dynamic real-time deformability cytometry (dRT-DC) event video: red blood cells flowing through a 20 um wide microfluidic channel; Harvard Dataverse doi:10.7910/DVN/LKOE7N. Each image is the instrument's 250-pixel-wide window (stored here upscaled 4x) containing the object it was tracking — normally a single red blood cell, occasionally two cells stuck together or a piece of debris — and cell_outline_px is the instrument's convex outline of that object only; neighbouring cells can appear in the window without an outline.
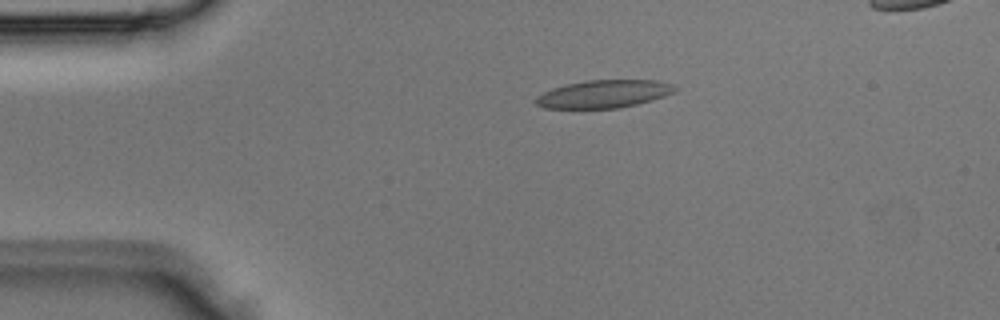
{"species": "Egyptian fruit bat (a non-hibernating species)", "species_latin": "Rousettus aegyptiacus", "temperature_condition": "room temperature", "stored_images_in_passage": 6, "camera_frame_rate_fps": 3000, "um_per_image_px": 0.085, "animal": {"sex": "male"}, "frame": {"image": 1, "passage_image": 3, "time_ms": 0.667, "image_size_px": [1000, 320], "cell_outline_px": [[676, 92], [652, 100], [636, 104], [616, 108], [544, 108], [536, 104], [536, 96], [552, 88], [568, 84], [588, 80], [660, 80], [672, 84], [676, 88]], "centroid_in_image_um": [51.35, 7.98], "position_along_channel_um": 33.7, "area_um2": 22.43}}
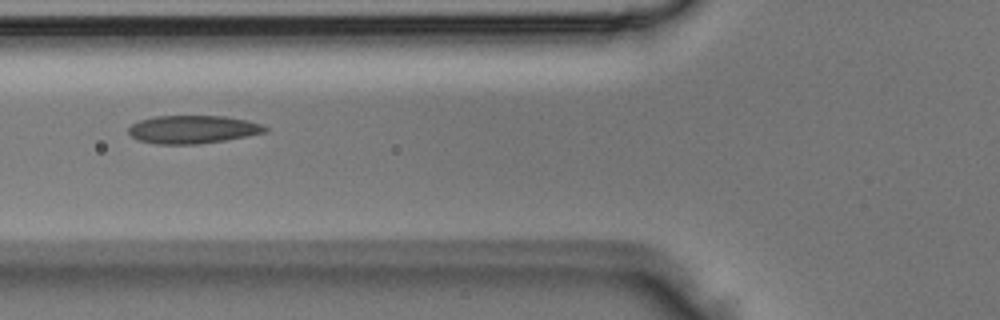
{"frame": {"image": 2, "passage_image": 5, "time_ms": 1.333, "image_size_px": [1000, 320], "cell_outline_px": [[268, 132], [224, 140], [196, 144], [156, 144], [140, 140], [132, 136], [128, 132], [128, 128], [132, 124], [140, 120], [156, 116], [224, 116], [248, 120], [260, 124], [268, 128]], "centroid_in_image_um": [16.4, 10.99], "position_along_channel_um": 109.4, "area_um2": 22.2}}
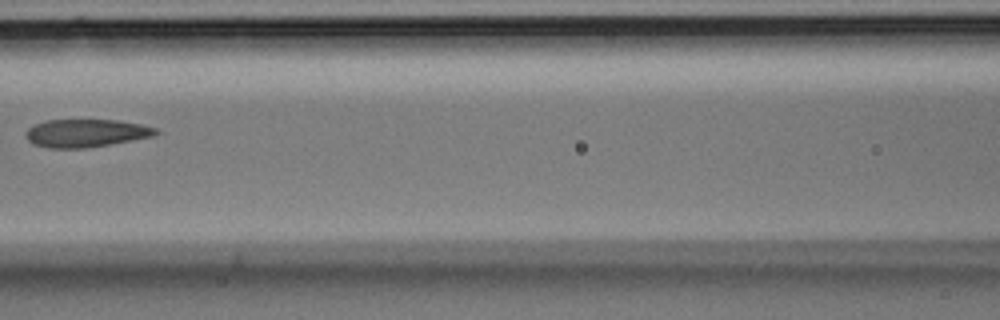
{"frame": {"image": 3, "passage_image": 6, "time_ms": 1.667, "image_size_px": [1000, 320], "cell_outline_px": [[160, 132], [156, 136], [112, 144], [88, 148], [48, 148], [32, 144], [28, 140], [28, 128], [36, 124], [48, 120], [120, 120], [140, 124], [156, 128]], "centroid_in_image_um": [7.38, 11.32], "position_along_channel_um": 159.2, "area_um2": 21.21}}